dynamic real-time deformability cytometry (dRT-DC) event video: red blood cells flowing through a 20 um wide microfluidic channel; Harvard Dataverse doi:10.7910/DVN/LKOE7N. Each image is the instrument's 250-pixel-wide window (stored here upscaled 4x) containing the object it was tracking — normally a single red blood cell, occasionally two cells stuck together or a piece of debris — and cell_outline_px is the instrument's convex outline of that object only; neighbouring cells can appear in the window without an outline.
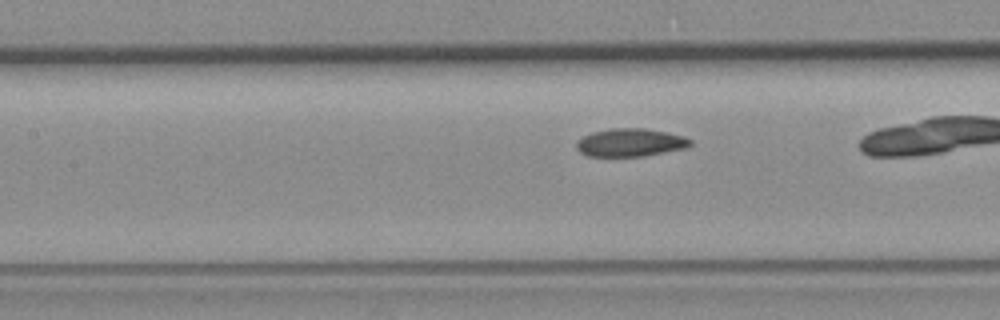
{"species": "common noctule bat (a hibernating species)", "species_latin": "Nyctalus noctula", "temperature_condition": "room temperature", "stored_images_in_passage": 32, "camera_frame_rate_fps": 3000, "um_per_image_px": 0.085, "animal": {"sex": "female", "body_mass_g": 19.3, "forearm_length_mm": 54.1}, "frame": {"image": 1, "passage_image": 19, "time_ms": 6.0, "image_size_px": [1000, 320], "cell_outline_px": [[692, 144], [688, 148], [644, 156], [588, 156], [580, 152], [576, 148], [576, 140], [592, 132], [612, 128], [644, 128], [684, 136], [692, 140]], "centroid_in_image_um": [53.59, 12.12], "position_along_channel_um": 153.8, "area_um2": 18.67}}